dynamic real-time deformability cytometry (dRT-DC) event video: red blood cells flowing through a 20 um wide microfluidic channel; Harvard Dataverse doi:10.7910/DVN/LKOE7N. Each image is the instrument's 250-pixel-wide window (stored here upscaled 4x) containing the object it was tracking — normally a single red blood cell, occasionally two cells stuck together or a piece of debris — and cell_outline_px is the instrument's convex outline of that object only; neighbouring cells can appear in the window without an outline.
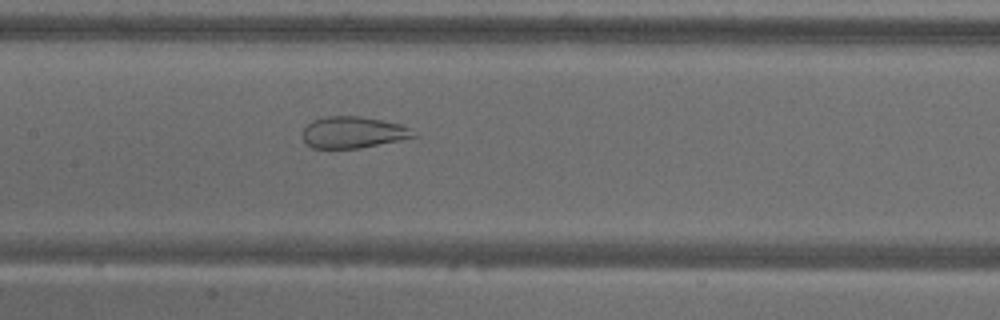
{"species": "common noctule bat (a hibernating species)", "species_latin": "Nyctalus noctula", "temperature_condition": "warm", "stored_images_in_passage": 54, "camera_frame_rate_fps": 3000, "um_per_image_px": 0.085, "animal": {"sex": "male", "body_mass_g": 18.8}, "frame": {"image": 1, "passage_image": 26, "time_ms": 8.333, "image_size_px": [1000, 320], "cell_outline_px": [[416, 136], [400, 140], [360, 148], [312, 148], [304, 140], [304, 128], [312, 120], [324, 116], [360, 116], [404, 124]], "centroid_in_image_um": [30.0, 11.24], "position_along_channel_um": 177.4, "area_um2": 20.23}}
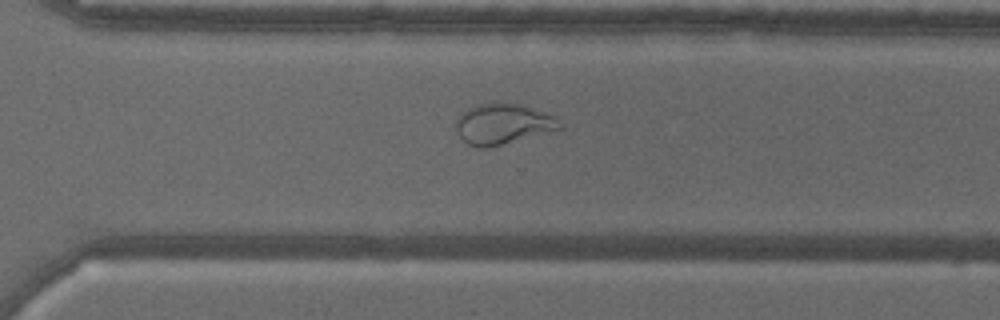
{"frame": {"image": 2, "passage_image": 38, "time_ms": 12.333, "image_size_px": [1000, 320], "cell_outline_px": [[564, 128], [484, 148], [480, 148], [468, 144], [460, 136], [456, 128], [456, 120], [460, 112], [468, 108], [480, 104], [520, 104], [556, 116], [564, 124]], "centroid_in_image_um": [42.77, 10.53], "position_along_channel_um": 327.8, "area_um2": 24.1}}
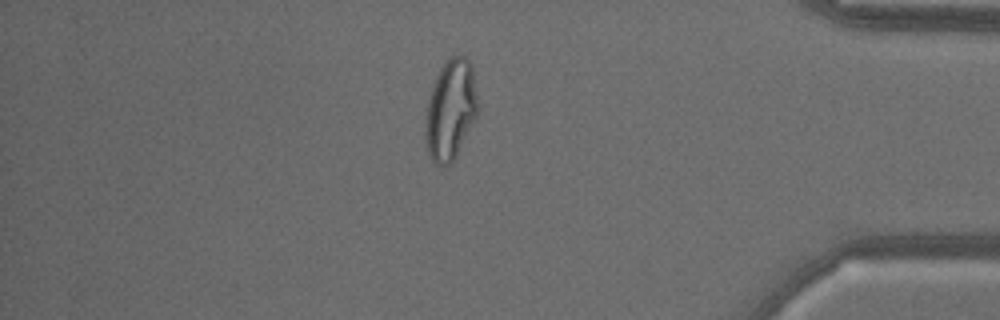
{"frame": {"image": 3, "passage_image": 46, "time_ms": 15.0, "image_size_px": [1000, 320], "cell_outline_px": [[476, 116], [456, 156], [448, 164], [440, 168], [432, 160], [428, 152], [424, 132], [428, 100], [436, 76], [440, 68], [452, 56], [464, 56], [472, 64], [476, 96]], "centroid_in_image_um": [38.27, 9.35], "position_along_channel_um": 396.9, "area_um2": 30.06}}